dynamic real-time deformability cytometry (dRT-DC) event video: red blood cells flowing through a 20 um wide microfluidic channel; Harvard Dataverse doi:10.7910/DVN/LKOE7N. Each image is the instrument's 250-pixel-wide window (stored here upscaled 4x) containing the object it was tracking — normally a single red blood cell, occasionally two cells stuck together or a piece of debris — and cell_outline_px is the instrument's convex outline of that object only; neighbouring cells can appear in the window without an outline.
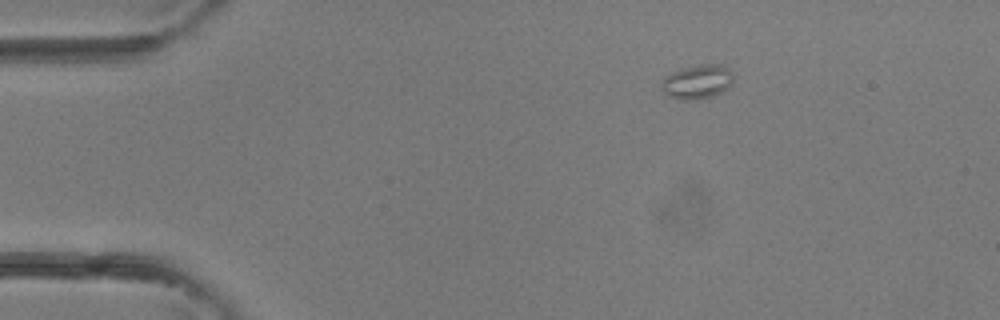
{"species": "common noctule bat (a hibernating species)", "species_latin": "Nyctalus noctula", "temperature_condition": "room temperature", "stored_images_in_passage": 5, "camera_frame_rate_fps": 3000, "um_per_image_px": 0.085, "animal": {"sex": "female"}, "frame": {"image": 1, "passage_image": 5, "time_ms": 1.333, "image_size_px": [1000, 320], "cell_outline_px": [[732, 84], [728, 88], [712, 96], [692, 100], [684, 100], [672, 96], [664, 92], [660, 88], [660, 80], [664, 76], [680, 68], [700, 64], [724, 64], [732, 72]], "centroid_in_image_um": [59.25, 6.92], "position_along_channel_um": 25.7, "area_um2": 14.45}}